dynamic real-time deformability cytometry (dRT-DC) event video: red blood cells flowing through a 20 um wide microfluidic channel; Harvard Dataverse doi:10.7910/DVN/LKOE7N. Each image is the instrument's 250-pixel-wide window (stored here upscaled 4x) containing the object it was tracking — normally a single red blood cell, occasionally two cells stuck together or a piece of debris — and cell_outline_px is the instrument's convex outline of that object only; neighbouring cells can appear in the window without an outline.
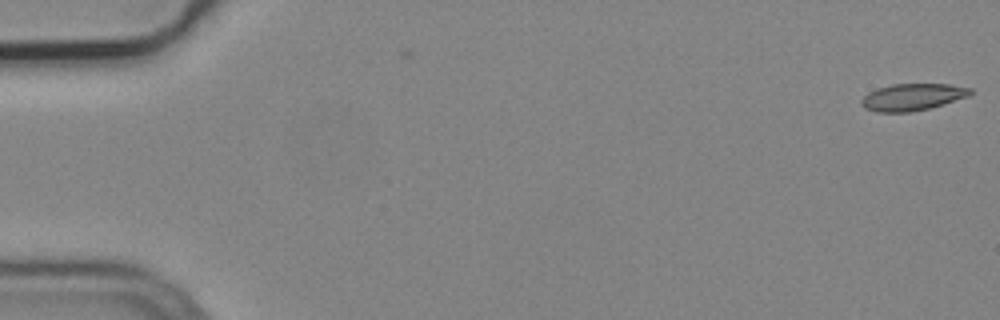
{"species": "common noctule bat (a hibernating species)", "species_latin": "Nyctalus noctula", "temperature_condition": "cold", "stored_images_in_passage": 3, "camera_frame_rate_fps": 3000, "um_per_image_px": 0.085, "animal": {"sex": "male", "body_mass_g": 19.2, "forearm_length_mm": 51.8}, "frame": {"image": 1, "passage_image": 1, "time_ms": 0.0, "image_size_px": [1000, 320], "cell_outline_px": [[972, 92], [968, 96], [944, 104], [912, 112], [876, 112], [864, 108], [860, 104], [860, 100], [868, 92], [876, 88], [892, 84], [948, 84], [972, 88]], "centroid_in_image_um": [77.52, 8.25], "position_along_channel_um": 7.5, "area_um2": 17.17}}